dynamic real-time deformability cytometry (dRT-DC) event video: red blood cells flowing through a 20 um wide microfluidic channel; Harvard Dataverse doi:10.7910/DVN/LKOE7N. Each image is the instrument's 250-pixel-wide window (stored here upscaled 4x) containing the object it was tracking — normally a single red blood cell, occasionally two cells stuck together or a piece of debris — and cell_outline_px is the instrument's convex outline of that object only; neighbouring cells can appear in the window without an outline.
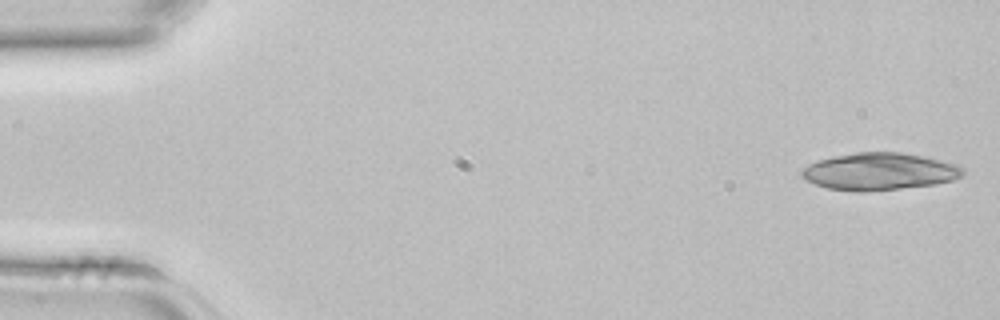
{"species": "common noctule bat (a hibernating species)", "species_latin": "Nyctalus noctula", "temperature_condition": "room temperature", "stored_images_in_passage": 5, "segment_of_instrument_passage": [1, 2], "camera_frame_rate_fps": 3000, "um_per_image_px": 0.085, "animal": {"sex": "female", "body_mass_g": 22.7, "forearm_length_mm": 54.2}, "frame": {"image": 1, "passage_image": 1, "time_ms": 0.0, "image_size_px": [1000, 320], "cell_outline_px": [[964, 172], [960, 176], [952, 180], [936, 184], [864, 192], [856, 192], [828, 188], [804, 180], [800, 176], [800, 172], [808, 164], [816, 160], [832, 156], [856, 152], [904, 152], [924, 156], [960, 164], [964, 168]], "centroid_in_image_um": [74.74, 14.56], "position_along_channel_um": 10.3, "area_um2": 35.32}}